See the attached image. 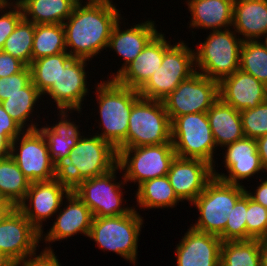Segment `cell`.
Listing matches in <instances>:
<instances>
[{"instance_id":"51","label":"cell","mask_w":267,"mask_h":266,"mask_svg":"<svg viewBox=\"0 0 267 266\" xmlns=\"http://www.w3.org/2000/svg\"><path fill=\"white\" fill-rule=\"evenodd\" d=\"M263 38H265V40H264V45L267 47V33L264 35V37Z\"/></svg>"},{"instance_id":"49","label":"cell","mask_w":267,"mask_h":266,"mask_svg":"<svg viewBox=\"0 0 267 266\" xmlns=\"http://www.w3.org/2000/svg\"><path fill=\"white\" fill-rule=\"evenodd\" d=\"M12 208L13 206L10 203L3 201L0 202V222Z\"/></svg>"},{"instance_id":"37","label":"cell","mask_w":267,"mask_h":266,"mask_svg":"<svg viewBox=\"0 0 267 266\" xmlns=\"http://www.w3.org/2000/svg\"><path fill=\"white\" fill-rule=\"evenodd\" d=\"M247 193L236 203L230 214L224 232L219 236L222 242L247 240L246 229Z\"/></svg>"},{"instance_id":"3","label":"cell","mask_w":267,"mask_h":266,"mask_svg":"<svg viewBox=\"0 0 267 266\" xmlns=\"http://www.w3.org/2000/svg\"><path fill=\"white\" fill-rule=\"evenodd\" d=\"M117 161V150L109 142L98 135L81 136L58 168V176L73 188L84 179L109 172L117 165Z\"/></svg>"},{"instance_id":"44","label":"cell","mask_w":267,"mask_h":266,"mask_svg":"<svg viewBox=\"0 0 267 266\" xmlns=\"http://www.w3.org/2000/svg\"><path fill=\"white\" fill-rule=\"evenodd\" d=\"M53 251L50 246H46L38 256L28 259L19 266H61Z\"/></svg>"},{"instance_id":"29","label":"cell","mask_w":267,"mask_h":266,"mask_svg":"<svg viewBox=\"0 0 267 266\" xmlns=\"http://www.w3.org/2000/svg\"><path fill=\"white\" fill-rule=\"evenodd\" d=\"M30 184V180L19 169L11 156L0 158L1 201L17 207L25 199Z\"/></svg>"},{"instance_id":"8","label":"cell","mask_w":267,"mask_h":266,"mask_svg":"<svg viewBox=\"0 0 267 266\" xmlns=\"http://www.w3.org/2000/svg\"><path fill=\"white\" fill-rule=\"evenodd\" d=\"M171 142V121L162 101L139 97L131 109L127 148Z\"/></svg>"},{"instance_id":"6","label":"cell","mask_w":267,"mask_h":266,"mask_svg":"<svg viewBox=\"0 0 267 266\" xmlns=\"http://www.w3.org/2000/svg\"><path fill=\"white\" fill-rule=\"evenodd\" d=\"M243 185H234L213 177L204 191L191 203L200 216L191 227L197 231L220 236L226 227L227 215L246 193Z\"/></svg>"},{"instance_id":"21","label":"cell","mask_w":267,"mask_h":266,"mask_svg":"<svg viewBox=\"0 0 267 266\" xmlns=\"http://www.w3.org/2000/svg\"><path fill=\"white\" fill-rule=\"evenodd\" d=\"M170 46L164 33H158L114 80L122 86L139 90L161 66L164 53Z\"/></svg>"},{"instance_id":"40","label":"cell","mask_w":267,"mask_h":266,"mask_svg":"<svg viewBox=\"0 0 267 266\" xmlns=\"http://www.w3.org/2000/svg\"><path fill=\"white\" fill-rule=\"evenodd\" d=\"M9 0H0V50L8 36L14 31L19 21L23 18V11L17 1L8 2ZM12 7V8H11ZM6 8L10 9L9 11ZM6 11H5V10ZM6 12V13H5Z\"/></svg>"},{"instance_id":"22","label":"cell","mask_w":267,"mask_h":266,"mask_svg":"<svg viewBox=\"0 0 267 266\" xmlns=\"http://www.w3.org/2000/svg\"><path fill=\"white\" fill-rule=\"evenodd\" d=\"M66 199L68 204L64 205L63 209H59L60 212H57L59 214L47 235L41 234V239L44 238L46 244L68 239L78 233L86 237L89 235L93 220L89 207L72 190Z\"/></svg>"},{"instance_id":"38","label":"cell","mask_w":267,"mask_h":266,"mask_svg":"<svg viewBox=\"0 0 267 266\" xmlns=\"http://www.w3.org/2000/svg\"><path fill=\"white\" fill-rule=\"evenodd\" d=\"M245 137L258 139L267 134V101L257 107L240 111Z\"/></svg>"},{"instance_id":"42","label":"cell","mask_w":267,"mask_h":266,"mask_svg":"<svg viewBox=\"0 0 267 266\" xmlns=\"http://www.w3.org/2000/svg\"><path fill=\"white\" fill-rule=\"evenodd\" d=\"M25 130L11 118V116L4 110L0 103V132L11 143L18 136H20Z\"/></svg>"},{"instance_id":"31","label":"cell","mask_w":267,"mask_h":266,"mask_svg":"<svg viewBox=\"0 0 267 266\" xmlns=\"http://www.w3.org/2000/svg\"><path fill=\"white\" fill-rule=\"evenodd\" d=\"M72 59L68 52H62L56 55L38 58L31 62L29 65L31 81L42 95L57 82L61 69Z\"/></svg>"},{"instance_id":"18","label":"cell","mask_w":267,"mask_h":266,"mask_svg":"<svg viewBox=\"0 0 267 266\" xmlns=\"http://www.w3.org/2000/svg\"><path fill=\"white\" fill-rule=\"evenodd\" d=\"M227 149L224 154V164L228 175L216 172L213 168V177L221 181L234 185H241L240 180L248 179L255 174L258 175L264 169L261 164L260 156L257 152L255 139L243 137L225 146Z\"/></svg>"},{"instance_id":"36","label":"cell","mask_w":267,"mask_h":266,"mask_svg":"<svg viewBox=\"0 0 267 266\" xmlns=\"http://www.w3.org/2000/svg\"><path fill=\"white\" fill-rule=\"evenodd\" d=\"M261 40L243 41L240 49V70L267 86V47Z\"/></svg>"},{"instance_id":"39","label":"cell","mask_w":267,"mask_h":266,"mask_svg":"<svg viewBox=\"0 0 267 266\" xmlns=\"http://www.w3.org/2000/svg\"><path fill=\"white\" fill-rule=\"evenodd\" d=\"M247 240L267 239V208L247 195Z\"/></svg>"},{"instance_id":"32","label":"cell","mask_w":267,"mask_h":266,"mask_svg":"<svg viewBox=\"0 0 267 266\" xmlns=\"http://www.w3.org/2000/svg\"><path fill=\"white\" fill-rule=\"evenodd\" d=\"M67 52L63 24H35L32 61Z\"/></svg>"},{"instance_id":"20","label":"cell","mask_w":267,"mask_h":266,"mask_svg":"<svg viewBox=\"0 0 267 266\" xmlns=\"http://www.w3.org/2000/svg\"><path fill=\"white\" fill-rule=\"evenodd\" d=\"M219 98L238 111L267 101V86L240 69L219 82Z\"/></svg>"},{"instance_id":"5","label":"cell","mask_w":267,"mask_h":266,"mask_svg":"<svg viewBox=\"0 0 267 266\" xmlns=\"http://www.w3.org/2000/svg\"><path fill=\"white\" fill-rule=\"evenodd\" d=\"M195 52L196 72L220 82L240 68L242 38L230 28L212 30ZM199 70V71H198Z\"/></svg>"},{"instance_id":"28","label":"cell","mask_w":267,"mask_h":266,"mask_svg":"<svg viewBox=\"0 0 267 266\" xmlns=\"http://www.w3.org/2000/svg\"><path fill=\"white\" fill-rule=\"evenodd\" d=\"M34 24H63L80 0H16Z\"/></svg>"},{"instance_id":"19","label":"cell","mask_w":267,"mask_h":266,"mask_svg":"<svg viewBox=\"0 0 267 266\" xmlns=\"http://www.w3.org/2000/svg\"><path fill=\"white\" fill-rule=\"evenodd\" d=\"M219 236L190 227L176 247L177 266H220Z\"/></svg>"},{"instance_id":"45","label":"cell","mask_w":267,"mask_h":266,"mask_svg":"<svg viewBox=\"0 0 267 266\" xmlns=\"http://www.w3.org/2000/svg\"><path fill=\"white\" fill-rule=\"evenodd\" d=\"M259 180L261 184L257 187L256 192L252 194L246 189V193L252 200L267 208V178L266 180Z\"/></svg>"},{"instance_id":"27","label":"cell","mask_w":267,"mask_h":266,"mask_svg":"<svg viewBox=\"0 0 267 266\" xmlns=\"http://www.w3.org/2000/svg\"><path fill=\"white\" fill-rule=\"evenodd\" d=\"M206 113L216 146L225 147L244 137L240 111L220 98Z\"/></svg>"},{"instance_id":"16","label":"cell","mask_w":267,"mask_h":266,"mask_svg":"<svg viewBox=\"0 0 267 266\" xmlns=\"http://www.w3.org/2000/svg\"><path fill=\"white\" fill-rule=\"evenodd\" d=\"M167 176L177 197L191 204L213 178V166L202 159L176 156Z\"/></svg>"},{"instance_id":"1","label":"cell","mask_w":267,"mask_h":266,"mask_svg":"<svg viewBox=\"0 0 267 266\" xmlns=\"http://www.w3.org/2000/svg\"><path fill=\"white\" fill-rule=\"evenodd\" d=\"M80 0L65 20L66 50L72 58L90 60L106 50L111 31L121 14L112 0ZM71 48V49H68Z\"/></svg>"},{"instance_id":"15","label":"cell","mask_w":267,"mask_h":266,"mask_svg":"<svg viewBox=\"0 0 267 266\" xmlns=\"http://www.w3.org/2000/svg\"><path fill=\"white\" fill-rule=\"evenodd\" d=\"M71 190L60 176L48 181L31 182L25 199L17 208L43 234L42 223L58 212L63 205V198Z\"/></svg>"},{"instance_id":"9","label":"cell","mask_w":267,"mask_h":266,"mask_svg":"<svg viewBox=\"0 0 267 266\" xmlns=\"http://www.w3.org/2000/svg\"><path fill=\"white\" fill-rule=\"evenodd\" d=\"M171 142L176 156L202 159L215 167L216 146L207 113H191L171 121Z\"/></svg>"},{"instance_id":"46","label":"cell","mask_w":267,"mask_h":266,"mask_svg":"<svg viewBox=\"0 0 267 266\" xmlns=\"http://www.w3.org/2000/svg\"><path fill=\"white\" fill-rule=\"evenodd\" d=\"M257 152L260 156L261 164L264 170L267 171V134L256 139Z\"/></svg>"},{"instance_id":"17","label":"cell","mask_w":267,"mask_h":266,"mask_svg":"<svg viewBox=\"0 0 267 266\" xmlns=\"http://www.w3.org/2000/svg\"><path fill=\"white\" fill-rule=\"evenodd\" d=\"M89 60L73 58L60 71V76L45 93L56 103L58 110L81 112L84 97L89 92L87 88V72L85 66Z\"/></svg>"},{"instance_id":"48","label":"cell","mask_w":267,"mask_h":266,"mask_svg":"<svg viewBox=\"0 0 267 266\" xmlns=\"http://www.w3.org/2000/svg\"><path fill=\"white\" fill-rule=\"evenodd\" d=\"M261 266H267V239H260Z\"/></svg>"},{"instance_id":"11","label":"cell","mask_w":267,"mask_h":266,"mask_svg":"<svg viewBox=\"0 0 267 266\" xmlns=\"http://www.w3.org/2000/svg\"><path fill=\"white\" fill-rule=\"evenodd\" d=\"M31 122L22 136L12 141L10 156L30 182L54 179L58 176V168L50 158L46 139L38 129V123L35 125Z\"/></svg>"},{"instance_id":"12","label":"cell","mask_w":267,"mask_h":266,"mask_svg":"<svg viewBox=\"0 0 267 266\" xmlns=\"http://www.w3.org/2000/svg\"><path fill=\"white\" fill-rule=\"evenodd\" d=\"M116 170L122 171L117 164L109 172L80 181L72 191L89 207L93 217H115L128 214L133 207L122 206L123 185L126 182L116 183Z\"/></svg>"},{"instance_id":"35","label":"cell","mask_w":267,"mask_h":266,"mask_svg":"<svg viewBox=\"0 0 267 266\" xmlns=\"http://www.w3.org/2000/svg\"><path fill=\"white\" fill-rule=\"evenodd\" d=\"M43 96L37 87L30 81L22 92L9 96L1 104L4 110L15 120L22 128H26V121L30 119L34 111V106L38 99ZM29 118V119H28Z\"/></svg>"},{"instance_id":"34","label":"cell","mask_w":267,"mask_h":266,"mask_svg":"<svg viewBox=\"0 0 267 266\" xmlns=\"http://www.w3.org/2000/svg\"><path fill=\"white\" fill-rule=\"evenodd\" d=\"M35 24L24 17L6 39L2 51L18 58L26 66L32 62V46Z\"/></svg>"},{"instance_id":"4","label":"cell","mask_w":267,"mask_h":266,"mask_svg":"<svg viewBox=\"0 0 267 266\" xmlns=\"http://www.w3.org/2000/svg\"><path fill=\"white\" fill-rule=\"evenodd\" d=\"M136 210L115 217H93L88 237L104 252H115L135 265L143 225V217Z\"/></svg>"},{"instance_id":"41","label":"cell","mask_w":267,"mask_h":266,"mask_svg":"<svg viewBox=\"0 0 267 266\" xmlns=\"http://www.w3.org/2000/svg\"><path fill=\"white\" fill-rule=\"evenodd\" d=\"M31 81V71L29 66H25L20 72L8 77L0 78V103L15 93L22 92Z\"/></svg>"},{"instance_id":"43","label":"cell","mask_w":267,"mask_h":266,"mask_svg":"<svg viewBox=\"0 0 267 266\" xmlns=\"http://www.w3.org/2000/svg\"><path fill=\"white\" fill-rule=\"evenodd\" d=\"M26 65L18 58L0 50V78L20 72Z\"/></svg>"},{"instance_id":"14","label":"cell","mask_w":267,"mask_h":266,"mask_svg":"<svg viewBox=\"0 0 267 266\" xmlns=\"http://www.w3.org/2000/svg\"><path fill=\"white\" fill-rule=\"evenodd\" d=\"M41 233L24 214L13 207L0 222V251L18 266L36 257Z\"/></svg>"},{"instance_id":"30","label":"cell","mask_w":267,"mask_h":266,"mask_svg":"<svg viewBox=\"0 0 267 266\" xmlns=\"http://www.w3.org/2000/svg\"><path fill=\"white\" fill-rule=\"evenodd\" d=\"M137 205L143 208H174L181 201L174 192L168 176L144 181L138 185Z\"/></svg>"},{"instance_id":"25","label":"cell","mask_w":267,"mask_h":266,"mask_svg":"<svg viewBox=\"0 0 267 266\" xmlns=\"http://www.w3.org/2000/svg\"><path fill=\"white\" fill-rule=\"evenodd\" d=\"M59 112L58 115L61 116L58 123L51 127L47 125L38 128L46 139L50 158L57 168L64 163L81 137V132L78 131L79 126L67 119L70 114L67 113L69 110H59Z\"/></svg>"},{"instance_id":"7","label":"cell","mask_w":267,"mask_h":266,"mask_svg":"<svg viewBox=\"0 0 267 266\" xmlns=\"http://www.w3.org/2000/svg\"><path fill=\"white\" fill-rule=\"evenodd\" d=\"M195 52L184 41L171 45L164 53L161 66L138 90L140 97L163 101L182 81L196 73Z\"/></svg>"},{"instance_id":"2","label":"cell","mask_w":267,"mask_h":266,"mask_svg":"<svg viewBox=\"0 0 267 266\" xmlns=\"http://www.w3.org/2000/svg\"><path fill=\"white\" fill-rule=\"evenodd\" d=\"M95 94L101 117L98 126L99 129L103 128L102 133L95 134L109 142L117 151L127 148L129 117L133 103L140 97L138 90L109 79L97 83Z\"/></svg>"},{"instance_id":"23","label":"cell","mask_w":267,"mask_h":266,"mask_svg":"<svg viewBox=\"0 0 267 266\" xmlns=\"http://www.w3.org/2000/svg\"><path fill=\"white\" fill-rule=\"evenodd\" d=\"M115 23L107 48H111L119 56L123 57V66L113 74L114 79L128 64H130L146 47V45L159 33L156 30L154 21H145L144 23H138L133 25L134 27L120 30L119 22Z\"/></svg>"},{"instance_id":"24","label":"cell","mask_w":267,"mask_h":266,"mask_svg":"<svg viewBox=\"0 0 267 266\" xmlns=\"http://www.w3.org/2000/svg\"><path fill=\"white\" fill-rule=\"evenodd\" d=\"M234 31L243 41L259 40L267 33V0H234Z\"/></svg>"},{"instance_id":"47","label":"cell","mask_w":267,"mask_h":266,"mask_svg":"<svg viewBox=\"0 0 267 266\" xmlns=\"http://www.w3.org/2000/svg\"><path fill=\"white\" fill-rule=\"evenodd\" d=\"M11 142L0 132V158L10 156Z\"/></svg>"},{"instance_id":"13","label":"cell","mask_w":267,"mask_h":266,"mask_svg":"<svg viewBox=\"0 0 267 266\" xmlns=\"http://www.w3.org/2000/svg\"><path fill=\"white\" fill-rule=\"evenodd\" d=\"M219 99V82L196 72L162 102L170 121L191 113H206Z\"/></svg>"},{"instance_id":"33","label":"cell","mask_w":267,"mask_h":266,"mask_svg":"<svg viewBox=\"0 0 267 266\" xmlns=\"http://www.w3.org/2000/svg\"><path fill=\"white\" fill-rule=\"evenodd\" d=\"M220 266H261L260 239L222 242Z\"/></svg>"},{"instance_id":"10","label":"cell","mask_w":267,"mask_h":266,"mask_svg":"<svg viewBox=\"0 0 267 266\" xmlns=\"http://www.w3.org/2000/svg\"><path fill=\"white\" fill-rule=\"evenodd\" d=\"M118 161L124 181L141 184L168 174L170 165L176 157L173 143L121 148L117 151Z\"/></svg>"},{"instance_id":"26","label":"cell","mask_w":267,"mask_h":266,"mask_svg":"<svg viewBox=\"0 0 267 266\" xmlns=\"http://www.w3.org/2000/svg\"><path fill=\"white\" fill-rule=\"evenodd\" d=\"M187 4L192 16L189 27L222 30L232 26L234 0H188Z\"/></svg>"},{"instance_id":"50","label":"cell","mask_w":267,"mask_h":266,"mask_svg":"<svg viewBox=\"0 0 267 266\" xmlns=\"http://www.w3.org/2000/svg\"><path fill=\"white\" fill-rule=\"evenodd\" d=\"M0 266H18L12 259L6 254L0 251Z\"/></svg>"}]
</instances>
